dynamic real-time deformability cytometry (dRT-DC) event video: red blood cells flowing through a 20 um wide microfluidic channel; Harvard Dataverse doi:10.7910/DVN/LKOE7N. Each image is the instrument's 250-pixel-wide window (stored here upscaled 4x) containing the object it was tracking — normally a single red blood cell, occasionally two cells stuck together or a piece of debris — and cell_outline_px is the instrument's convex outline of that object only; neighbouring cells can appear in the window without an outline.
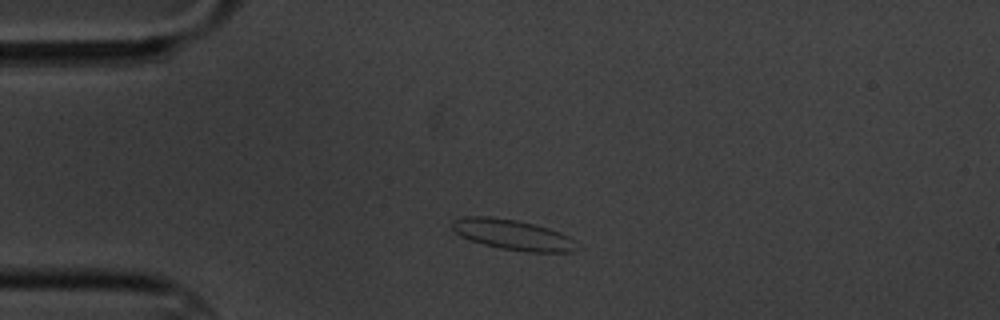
{"species": "common noctule bat (a hibernating species)", "species_latin": "Nyctalus noctula", "temperature_condition": "cold", "stored_images_in_passage": 3, "camera_frame_rate_fps": 3000, "um_per_image_px": 0.085, "animal": {"sex": "male", "body_mass_g": 20.1, "forearm_length_mm": 53.5}, "frame": {"image": 1, "passage_image": 1, "time_ms": 0.0, "image_size_px": [1000, 320], "cell_outline_px": [[584, 248], [576, 252], [528, 252], [500, 248], [484, 244], [460, 236], [452, 228], [452, 220], [464, 216], [492, 216], [516, 220], [536, 224], [560, 232], [576, 240]], "centroid_in_image_um": [43.69, 19.96], "position_along_channel_um": 41.3, "area_um2": 22.48}}
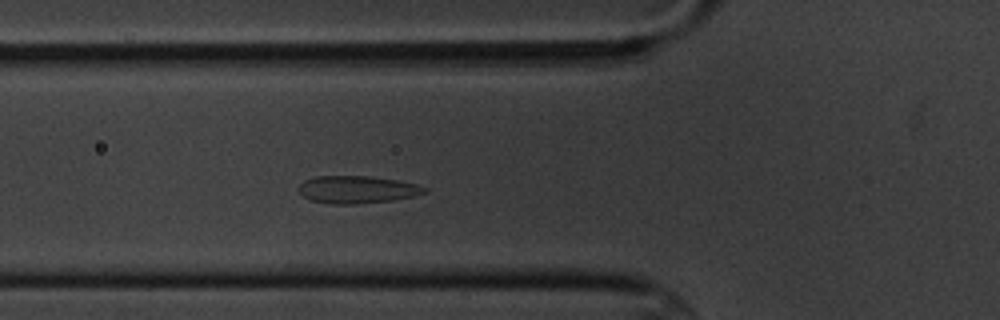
{"frame": {"image": 2, "passage_image": 3, "time_ms": 2.333, "image_size_px": [1000, 320], "cell_outline_px": [[428, 192], [416, 196], [392, 200], [356, 204], [332, 204], [308, 200], [300, 192], [300, 184], [304, 180], [316, 176], [372, 176], [396, 180], [416, 184], [428, 188]], "centroid_in_image_um": [30.38, 16.11], "position_along_channel_um": 95.4, "area_um2": 20.23}}